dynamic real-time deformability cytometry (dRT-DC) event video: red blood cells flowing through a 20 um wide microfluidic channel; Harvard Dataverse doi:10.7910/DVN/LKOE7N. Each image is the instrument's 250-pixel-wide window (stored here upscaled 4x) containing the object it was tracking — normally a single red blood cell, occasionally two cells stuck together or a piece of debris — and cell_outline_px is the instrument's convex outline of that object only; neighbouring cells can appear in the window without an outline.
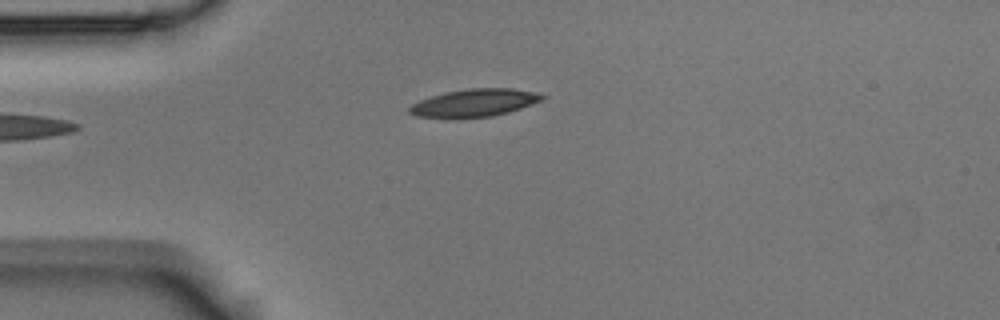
{"species": "Egyptian fruit bat (a non-hibernating species)", "species_latin": "Rousettus aegyptiacus", "temperature_condition": "room temperature", "stored_images_in_passage": 4, "camera_frame_rate_fps": 3000, "um_per_image_px": 0.085, "animal": {"sex": "male"}, "frame": {"image": 1, "passage_image": 4, "time_ms": 1.0, "image_size_px": [1000, 320], "cell_outline_px": [[548, 96], [544, 100], [508, 112], [492, 116], [460, 120], [452, 120], [416, 116], [408, 112], [408, 108], [412, 104], [420, 100], [444, 92], [468, 88], [512, 88], [536, 92]], "centroid_in_image_um": [40.3, 8.77], "position_along_channel_um": 44.7, "area_um2": 22.14}}